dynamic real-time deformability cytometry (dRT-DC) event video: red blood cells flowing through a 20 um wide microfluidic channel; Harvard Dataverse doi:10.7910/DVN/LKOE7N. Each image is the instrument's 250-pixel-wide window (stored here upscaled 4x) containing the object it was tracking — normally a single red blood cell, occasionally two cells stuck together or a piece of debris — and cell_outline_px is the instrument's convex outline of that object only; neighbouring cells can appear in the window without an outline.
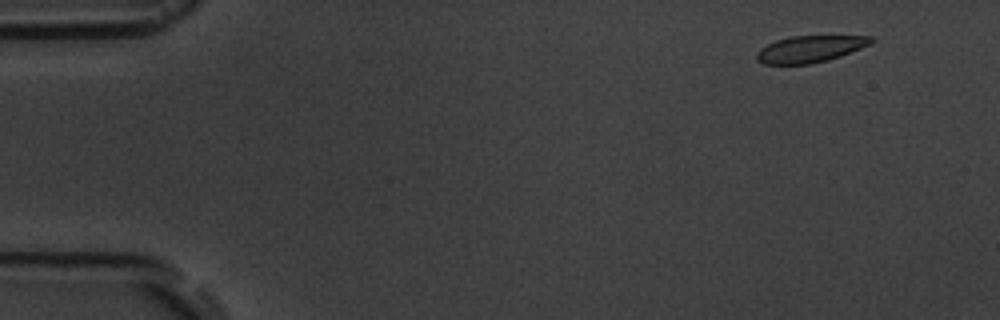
{"species": "common noctule bat (a hibernating species)", "species_latin": "Nyctalus noctula", "temperature_condition": "room temperature", "stored_images_in_passage": 5, "camera_frame_rate_fps": 3000, "um_per_image_px": 0.085, "animal": {"sex": "male", "body_mass_g": 19.5, "forearm_length_mm": 54.6}, "frame": {"image": 1, "passage_image": 1, "time_ms": 0.0, "image_size_px": [1000, 320], "cell_outline_px": [[872, 44], [840, 56], [828, 60], [808, 64], [764, 64], [756, 60], [756, 52], [760, 48], [776, 40], [792, 36], [872, 36]], "centroid_in_image_um": [68.83, 4.17], "position_along_channel_um": 16.2, "area_um2": 17.74}}
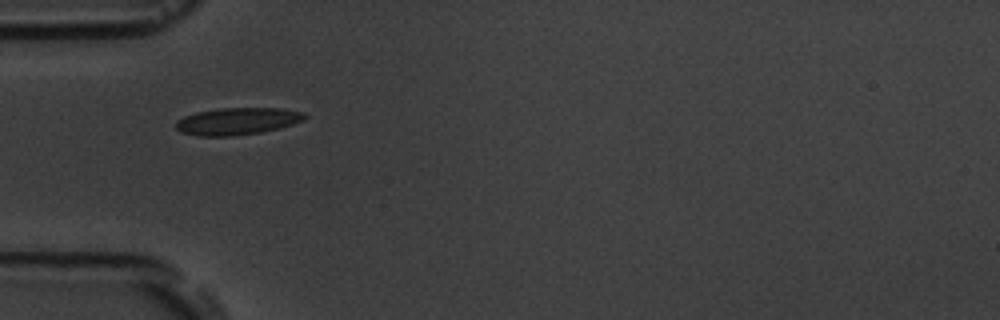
{"frame": {"image": 2, "passage_image": 5, "time_ms": 4.333, "image_size_px": [1000, 320], "cell_outline_px": [[308, 116], [304, 120], [280, 128], [260, 132], [232, 136], [196, 136], [180, 132], [176, 128], [176, 120], [184, 116], [196, 112], [220, 108], [280, 108], [304, 112]], "centroid_in_image_um": [20.16, 10.3], "position_along_channel_um": 64.8, "area_um2": 20.46}}